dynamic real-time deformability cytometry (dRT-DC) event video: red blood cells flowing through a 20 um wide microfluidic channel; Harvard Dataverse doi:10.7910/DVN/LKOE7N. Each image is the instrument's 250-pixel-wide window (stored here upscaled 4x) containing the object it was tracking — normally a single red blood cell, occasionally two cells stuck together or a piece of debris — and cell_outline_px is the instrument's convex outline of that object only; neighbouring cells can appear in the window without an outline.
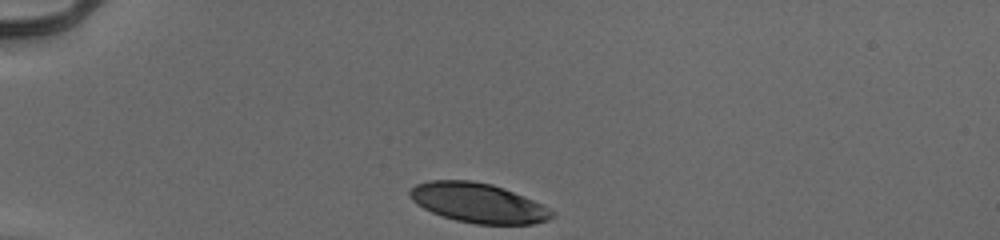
{"species": "human", "species_latin": "Homo sapiens", "temperature_condition": "cold", "stored_images_in_passage": 32, "camera_frame_rate_fps": 3000, "um_per_image_px": 0.085, "donor": {"sex": "male"}, "frame": {"image": 1, "passage_image": 1, "time_ms": 0.0, "image_size_px": [1000, 240], "cell_outline_px": [[556, 216], [548, 220], [532, 224], [476, 224], [456, 220], [432, 212], [416, 204], [408, 196], [408, 192], [416, 184], [428, 180], [472, 180], [492, 184], [504, 188], [532, 200], [556, 212]], "centroid_in_image_um": [40.64, 17.24], "position_along_channel_um": 44.4, "area_um2": 32.77}}
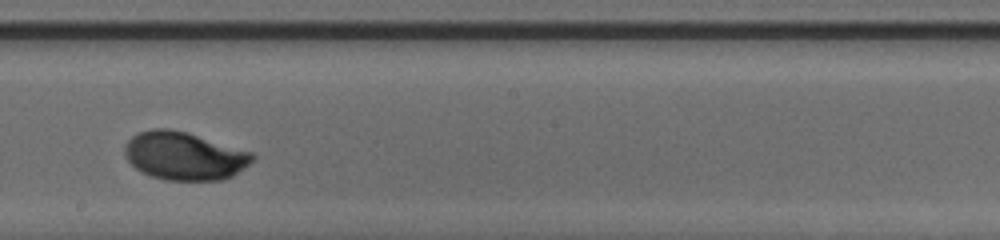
{"frame": {"image": 2, "passage_image": 19, "time_ms": 6.0, "image_size_px": [1000, 240], "cell_outline_px": [[256, 156], [248, 164], [232, 176], [220, 180], [168, 180], [152, 176], [140, 172], [128, 160], [124, 152], [124, 144], [132, 136], [140, 132], [152, 128], [168, 128], [188, 132], [252, 152]], "centroid_in_image_um": [15.64, 13.24], "position_along_channel_um": 232.6, "area_um2": 35.72}}
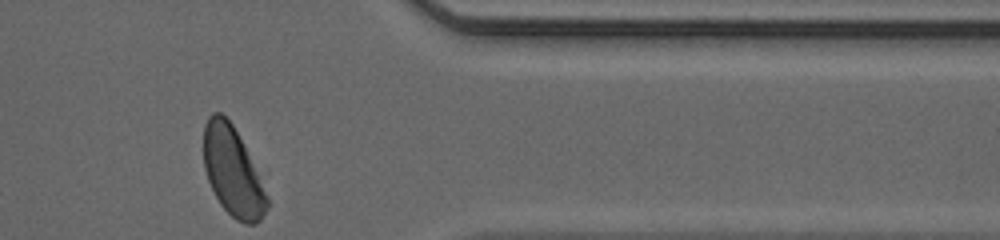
{"frame": {"image": 3, "passage_image": 32, "time_ms": 10.333, "image_size_px": [1000, 240], "cell_outline_px": [[268, 208], [260, 220], [256, 224], [244, 224], [236, 220], [220, 204], [208, 180], [204, 168], [204, 124], [208, 116], [212, 112], [220, 112], [232, 124], [268, 196]], "centroid_in_image_um": [19.75, 14.61], "position_along_channel_um": 391.6, "area_um2": 32.14}, "authors_computed_cell_mechanics": {"area_um2": 35.4603, "velocity_mm_per_s": 3.9024, "shape_relaxation_time_tau1_ms": 2.242, "shape_relaxation_time_tau2_ms": null, "deformation_change_tau1": 0.1479, "deformation_change_tau2": null}}